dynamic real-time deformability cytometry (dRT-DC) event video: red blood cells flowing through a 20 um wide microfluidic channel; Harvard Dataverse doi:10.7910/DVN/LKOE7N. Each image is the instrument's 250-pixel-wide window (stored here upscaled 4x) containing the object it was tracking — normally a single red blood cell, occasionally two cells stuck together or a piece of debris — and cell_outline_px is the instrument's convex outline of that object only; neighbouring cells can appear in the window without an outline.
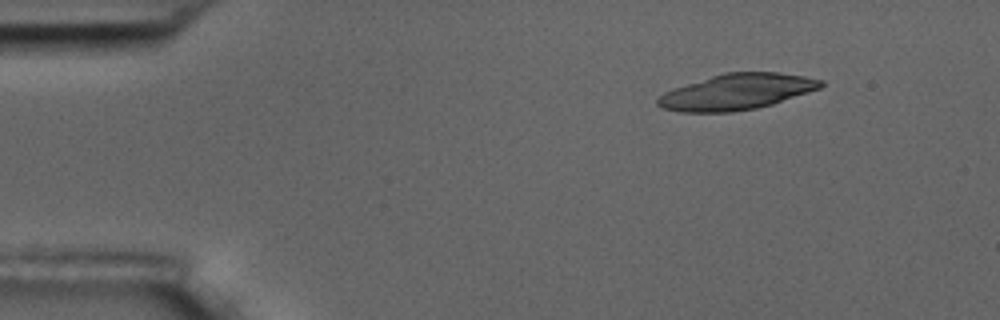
{"species": "common noctule bat (a hibernating species)", "species_latin": "Nyctalus noctula", "temperature_condition": "room temperature", "stored_images_in_passage": 5, "camera_frame_rate_fps": 3000, "um_per_image_px": 0.085, "animal": {"sex": "male", "body_mass_g": 17.5, "forearm_length_mm": 52.3}, "frame": {"image": 1, "passage_image": 2, "time_ms": 2.0, "image_size_px": [1000, 320], "cell_outline_px": [[824, 84], [820, 88], [772, 104], [756, 108], [732, 112], [680, 112], [660, 108], [656, 104], [656, 100], [664, 92], [724, 72], [776, 72], [804, 76], [824, 80]], "centroid_in_image_um": [62.62, 7.81], "position_along_channel_um": 22.4, "area_um2": 33.76}}